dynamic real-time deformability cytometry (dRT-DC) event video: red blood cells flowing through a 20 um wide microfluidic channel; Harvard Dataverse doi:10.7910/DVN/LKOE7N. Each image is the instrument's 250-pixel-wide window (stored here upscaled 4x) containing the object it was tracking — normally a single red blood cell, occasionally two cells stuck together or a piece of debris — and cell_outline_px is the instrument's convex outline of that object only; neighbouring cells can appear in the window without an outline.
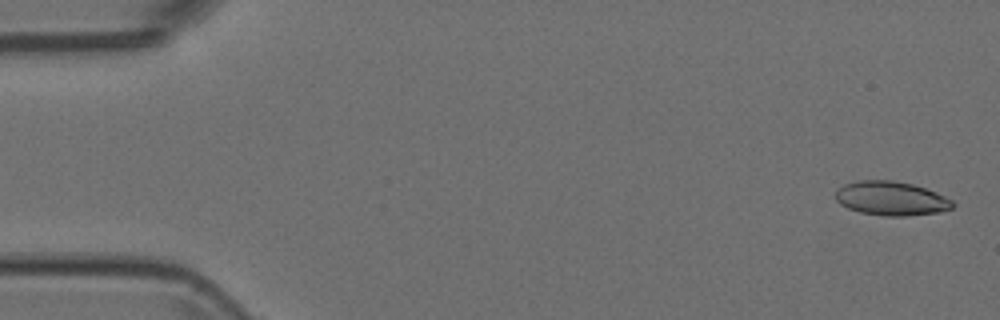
{"species": "Egyptian fruit bat (a non-hibernating species)", "species_latin": "Rousettus aegyptiacus", "temperature_condition": "room temperature", "stored_images_in_passage": 5, "camera_frame_rate_fps": 3000, "um_per_image_px": 0.085, "animal": {"sex": "female"}, "frame": {"image": 1, "passage_image": 1, "time_ms": 0.0, "image_size_px": [1000, 320], "cell_outline_px": [[956, 204], [952, 208], [940, 212], [908, 216], [884, 216], [860, 212], [848, 208], [840, 204], [836, 200], [836, 192], [844, 184], [856, 180], [892, 180], [912, 184], [936, 192], [952, 200]], "centroid_in_image_um": [75.76, 16.87], "position_along_channel_um": 9.2, "area_um2": 23.29}}
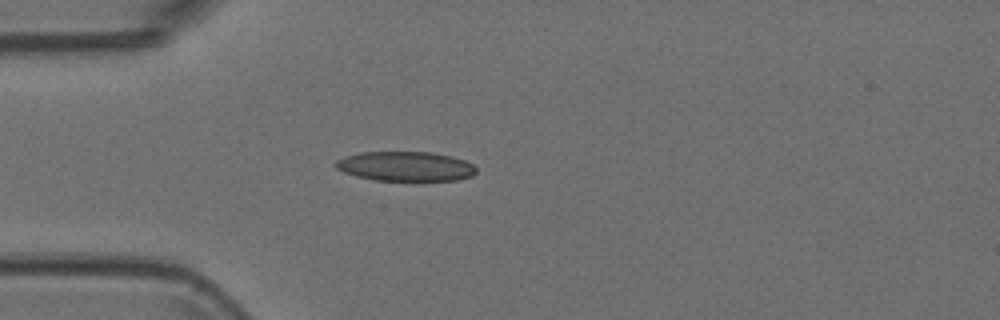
{"frame": {"image": 2, "passage_image": 4, "time_ms": 1.0, "image_size_px": [1000, 320], "cell_outline_px": [[476, 172], [472, 176], [456, 180], [376, 180], [356, 176], [344, 172], [336, 168], [332, 164], [336, 160], [344, 156], [360, 152], [432, 152], [452, 156], [464, 160], [472, 164], [476, 168]], "centroid_in_image_um": [34.44, 14.13], "position_along_channel_um": 50.6, "area_um2": 24.28}}